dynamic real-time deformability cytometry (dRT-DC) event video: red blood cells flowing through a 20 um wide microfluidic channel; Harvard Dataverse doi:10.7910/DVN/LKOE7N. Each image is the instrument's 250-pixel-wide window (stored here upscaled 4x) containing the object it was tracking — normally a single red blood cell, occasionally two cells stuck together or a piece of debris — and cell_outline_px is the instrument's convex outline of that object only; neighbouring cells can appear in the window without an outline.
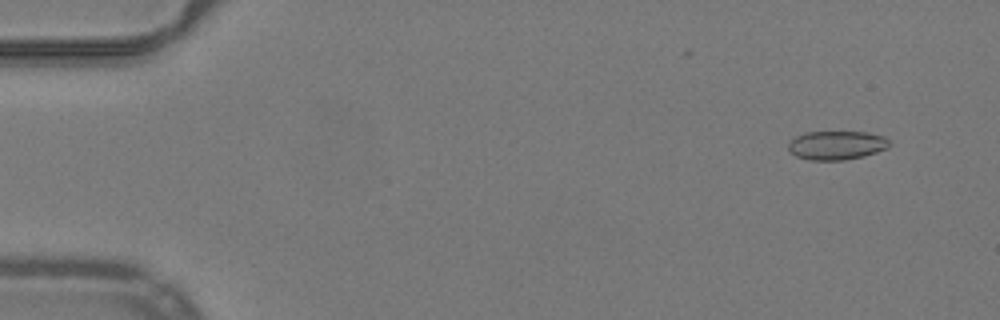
{"species": "common noctule bat (a hibernating species)", "species_latin": "Nyctalus noctula", "temperature_condition": "warm", "stored_images_in_passage": 51, "camera_frame_rate_fps": 3000, "um_per_image_px": 0.085, "animal": {"sex": "male", "body_mass_g": 19.2, "forearm_length_mm": 51.8}, "frame": {"image": 1, "passage_image": 3, "time_ms": 0.667, "image_size_px": [1000, 320], "cell_outline_px": [[892, 144], [888, 148], [864, 156], [844, 160], [808, 160], [796, 156], [788, 148], [788, 144], [796, 136], [804, 132], [868, 132], [884, 136]], "centroid_in_image_um": [71.14, 12.34], "position_along_channel_um": 13.9, "area_um2": 17.05}}
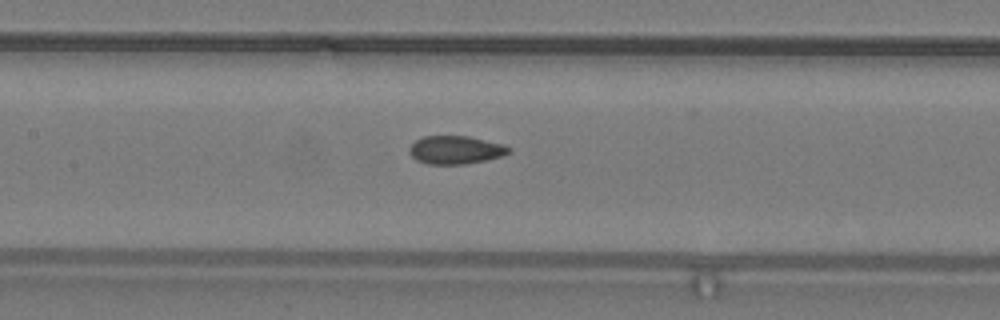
{"frame": {"image": 2, "passage_image": 24, "time_ms": 7.667, "image_size_px": [1000, 320], "cell_outline_px": [[512, 152], [500, 156], [484, 160], [464, 164], [428, 164], [416, 160], [408, 152], [408, 148], [416, 140], [424, 136], [468, 136], [504, 144], [512, 148]], "centroid_in_image_um": [38.72, 12.74], "position_along_channel_um": 168.7, "area_um2": 16.36}}
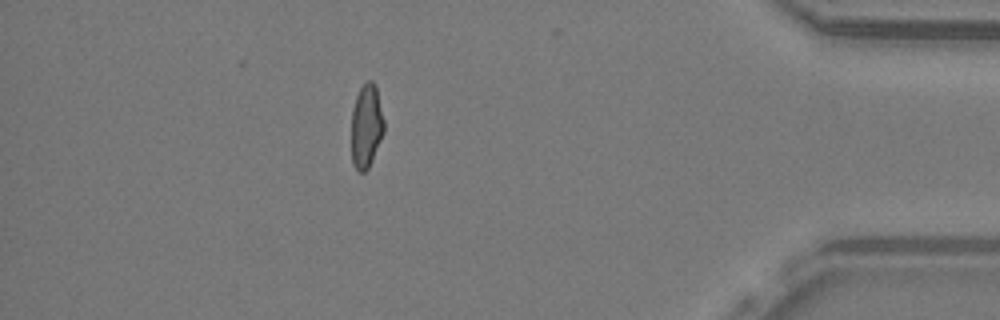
{"frame": {"image": 3, "passage_image": 45, "time_ms": 14.667, "image_size_px": [1000, 320], "cell_outline_px": [[384, 132], [372, 160], [368, 168], [364, 172], [356, 172], [352, 164], [352, 108], [356, 96], [360, 88], [368, 80], [372, 80], [376, 84], [384, 120]], "centroid_in_image_um": [31.14, 10.72], "position_along_channel_um": 404.1, "area_um2": 16.07}, "authors_computed_cell_mechanics": {"area_um2": 16.9354, "velocity_mm_per_s": 4.0115, "shape_relaxation_time_tau1_ms": null, "shape_relaxation_time_tau2_ms": 1.3598, "deformation_change_tau1": null, "deformation_change_tau2": 0.0754}}